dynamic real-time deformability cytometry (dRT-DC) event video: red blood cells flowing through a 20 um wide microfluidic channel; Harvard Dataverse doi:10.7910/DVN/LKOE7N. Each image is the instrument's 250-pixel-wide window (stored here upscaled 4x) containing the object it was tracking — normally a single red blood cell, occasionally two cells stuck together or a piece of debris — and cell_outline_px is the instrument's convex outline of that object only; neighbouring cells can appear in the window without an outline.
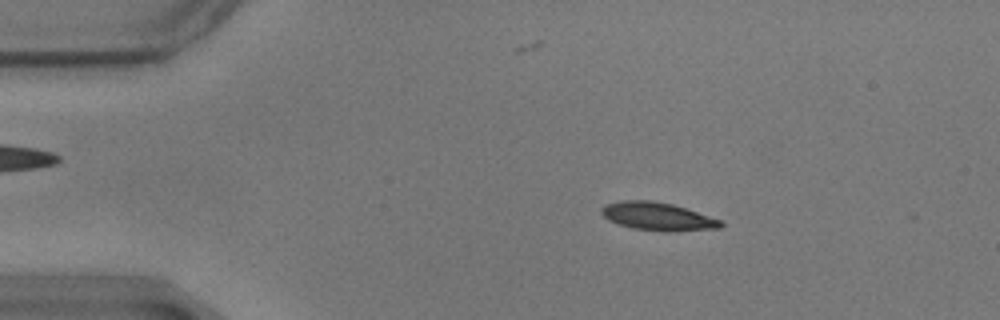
{"species": "common noctule bat (a hibernating species)", "species_latin": "Nyctalus noctula", "temperature_condition": "warm", "stored_images_in_passage": 10, "camera_frame_rate_fps": 3000, "um_per_image_px": 0.085, "animal": {"sex": "male", "body_mass_g": 17.9}, "frame": {"image": 1, "passage_image": 7, "time_ms": 2.0, "image_size_px": [1000, 320], "cell_outline_px": [[724, 224], [720, 228], [668, 232], [664, 232], [632, 228], [608, 220], [600, 212], [600, 208], [604, 204], [620, 200], [652, 200], [672, 204], [720, 220]], "centroid_in_image_um": [55.85, 18.39], "position_along_channel_um": 29.2, "area_um2": 19.48}}